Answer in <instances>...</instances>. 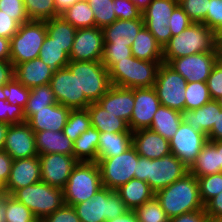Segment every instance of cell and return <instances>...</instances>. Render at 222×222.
<instances>
[{
  "label": "cell",
  "instance_id": "836d02e7",
  "mask_svg": "<svg viewBox=\"0 0 222 222\" xmlns=\"http://www.w3.org/2000/svg\"><path fill=\"white\" fill-rule=\"evenodd\" d=\"M99 136L100 132L90 126L73 142V156L78 161L97 162Z\"/></svg>",
  "mask_w": 222,
  "mask_h": 222
},
{
  "label": "cell",
  "instance_id": "4316f807",
  "mask_svg": "<svg viewBox=\"0 0 222 222\" xmlns=\"http://www.w3.org/2000/svg\"><path fill=\"white\" fill-rule=\"evenodd\" d=\"M38 155L59 153L73 156V141L63 131L34 132Z\"/></svg>",
  "mask_w": 222,
  "mask_h": 222
},
{
  "label": "cell",
  "instance_id": "f546056e",
  "mask_svg": "<svg viewBox=\"0 0 222 222\" xmlns=\"http://www.w3.org/2000/svg\"><path fill=\"white\" fill-rule=\"evenodd\" d=\"M132 146V132L100 133L97 159L115 157Z\"/></svg>",
  "mask_w": 222,
  "mask_h": 222
},
{
  "label": "cell",
  "instance_id": "11e5206c",
  "mask_svg": "<svg viewBox=\"0 0 222 222\" xmlns=\"http://www.w3.org/2000/svg\"><path fill=\"white\" fill-rule=\"evenodd\" d=\"M216 38H222V28H221V30L216 34Z\"/></svg>",
  "mask_w": 222,
  "mask_h": 222
},
{
  "label": "cell",
  "instance_id": "f5cc1de1",
  "mask_svg": "<svg viewBox=\"0 0 222 222\" xmlns=\"http://www.w3.org/2000/svg\"><path fill=\"white\" fill-rule=\"evenodd\" d=\"M115 2V14L117 19H143L140 11L131 0H113Z\"/></svg>",
  "mask_w": 222,
  "mask_h": 222
},
{
  "label": "cell",
  "instance_id": "11a10c76",
  "mask_svg": "<svg viewBox=\"0 0 222 222\" xmlns=\"http://www.w3.org/2000/svg\"><path fill=\"white\" fill-rule=\"evenodd\" d=\"M191 23H193L188 15L184 12L183 8L178 4L172 12L169 18V27L171 29L172 36L179 35L185 30Z\"/></svg>",
  "mask_w": 222,
  "mask_h": 222
},
{
  "label": "cell",
  "instance_id": "d6986e66",
  "mask_svg": "<svg viewBox=\"0 0 222 222\" xmlns=\"http://www.w3.org/2000/svg\"><path fill=\"white\" fill-rule=\"evenodd\" d=\"M41 181L39 155L15 159L4 192L12 195L16 190Z\"/></svg>",
  "mask_w": 222,
  "mask_h": 222
},
{
  "label": "cell",
  "instance_id": "7bdbcfd3",
  "mask_svg": "<svg viewBox=\"0 0 222 222\" xmlns=\"http://www.w3.org/2000/svg\"><path fill=\"white\" fill-rule=\"evenodd\" d=\"M185 109H196L202 107L211 100L206 82L187 83L185 91Z\"/></svg>",
  "mask_w": 222,
  "mask_h": 222
},
{
  "label": "cell",
  "instance_id": "db71d44e",
  "mask_svg": "<svg viewBox=\"0 0 222 222\" xmlns=\"http://www.w3.org/2000/svg\"><path fill=\"white\" fill-rule=\"evenodd\" d=\"M207 86L211 99H222V64L218 61L207 79Z\"/></svg>",
  "mask_w": 222,
  "mask_h": 222
},
{
  "label": "cell",
  "instance_id": "60d3db41",
  "mask_svg": "<svg viewBox=\"0 0 222 222\" xmlns=\"http://www.w3.org/2000/svg\"><path fill=\"white\" fill-rule=\"evenodd\" d=\"M29 20L46 21L59 17L54 0H23Z\"/></svg>",
  "mask_w": 222,
  "mask_h": 222
},
{
  "label": "cell",
  "instance_id": "ba28073f",
  "mask_svg": "<svg viewBox=\"0 0 222 222\" xmlns=\"http://www.w3.org/2000/svg\"><path fill=\"white\" fill-rule=\"evenodd\" d=\"M11 196L41 220L65 205L63 190L40 181L16 190Z\"/></svg>",
  "mask_w": 222,
  "mask_h": 222
},
{
  "label": "cell",
  "instance_id": "74e56055",
  "mask_svg": "<svg viewBox=\"0 0 222 222\" xmlns=\"http://www.w3.org/2000/svg\"><path fill=\"white\" fill-rule=\"evenodd\" d=\"M76 29L95 27V17L88 2H76L60 15Z\"/></svg>",
  "mask_w": 222,
  "mask_h": 222
},
{
  "label": "cell",
  "instance_id": "ab89813d",
  "mask_svg": "<svg viewBox=\"0 0 222 222\" xmlns=\"http://www.w3.org/2000/svg\"><path fill=\"white\" fill-rule=\"evenodd\" d=\"M91 126L89 112L86 109H71L63 133L71 140L75 141L82 133Z\"/></svg>",
  "mask_w": 222,
  "mask_h": 222
},
{
  "label": "cell",
  "instance_id": "e575fe53",
  "mask_svg": "<svg viewBox=\"0 0 222 222\" xmlns=\"http://www.w3.org/2000/svg\"><path fill=\"white\" fill-rule=\"evenodd\" d=\"M47 34L70 55L77 29L61 16L46 20Z\"/></svg>",
  "mask_w": 222,
  "mask_h": 222
},
{
  "label": "cell",
  "instance_id": "bcb514c9",
  "mask_svg": "<svg viewBox=\"0 0 222 222\" xmlns=\"http://www.w3.org/2000/svg\"><path fill=\"white\" fill-rule=\"evenodd\" d=\"M200 198L205 205L222 191V172L198 177Z\"/></svg>",
  "mask_w": 222,
  "mask_h": 222
},
{
  "label": "cell",
  "instance_id": "1f68e13d",
  "mask_svg": "<svg viewBox=\"0 0 222 222\" xmlns=\"http://www.w3.org/2000/svg\"><path fill=\"white\" fill-rule=\"evenodd\" d=\"M181 123L182 120L179 111L160 105L149 129L169 141L173 138Z\"/></svg>",
  "mask_w": 222,
  "mask_h": 222
},
{
  "label": "cell",
  "instance_id": "34e18365",
  "mask_svg": "<svg viewBox=\"0 0 222 222\" xmlns=\"http://www.w3.org/2000/svg\"><path fill=\"white\" fill-rule=\"evenodd\" d=\"M0 222H4L3 207L0 202Z\"/></svg>",
  "mask_w": 222,
  "mask_h": 222
},
{
  "label": "cell",
  "instance_id": "681fc988",
  "mask_svg": "<svg viewBox=\"0 0 222 222\" xmlns=\"http://www.w3.org/2000/svg\"><path fill=\"white\" fill-rule=\"evenodd\" d=\"M0 122L7 124L26 122L24 108L20 105H12L0 96Z\"/></svg>",
  "mask_w": 222,
  "mask_h": 222
},
{
  "label": "cell",
  "instance_id": "f35d334b",
  "mask_svg": "<svg viewBox=\"0 0 222 222\" xmlns=\"http://www.w3.org/2000/svg\"><path fill=\"white\" fill-rule=\"evenodd\" d=\"M56 103L57 101L54 97L50 84L31 88L27 105L24 108L26 122L35 114V110H41L45 106Z\"/></svg>",
  "mask_w": 222,
  "mask_h": 222
},
{
  "label": "cell",
  "instance_id": "9a60e30c",
  "mask_svg": "<svg viewBox=\"0 0 222 222\" xmlns=\"http://www.w3.org/2000/svg\"><path fill=\"white\" fill-rule=\"evenodd\" d=\"M41 181L63 189L73 168L78 163L74 156L51 153L39 155Z\"/></svg>",
  "mask_w": 222,
  "mask_h": 222
},
{
  "label": "cell",
  "instance_id": "be15d7a7",
  "mask_svg": "<svg viewBox=\"0 0 222 222\" xmlns=\"http://www.w3.org/2000/svg\"><path fill=\"white\" fill-rule=\"evenodd\" d=\"M208 141H222V111L218 113V119L211 131L207 134Z\"/></svg>",
  "mask_w": 222,
  "mask_h": 222
},
{
  "label": "cell",
  "instance_id": "7dc6e473",
  "mask_svg": "<svg viewBox=\"0 0 222 222\" xmlns=\"http://www.w3.org/2000/svg\"><path fill=\"white\" fill-rule=\"evenodd\" d=\"M133 56L131 46L104 44L101 62L109 70L118 61L126 60Z\"/></svg>",
  "mask_w": 222,
  "mask_h": 222
},
{
  "label": "cell",
  "instance_id": "d6a6232c",
  "mask_svg": "<svg viewBox=\"0 0 222 222\" xmlns=\"http://www.w3.org/2000/svg\"><path fill=\"white\" fill-rule=\"evenodd\" d=\"M220 172L221 165H219L218 150L210 141H207L196 160L189 167V173L198 178Z\"/></svg>",
  "mask_w": 222,
  "mask_h": 222
},
{
  "label": "cell",
  "instance_id": "753ad0ef",
  "mask_svg": "<svg viewBox=\"0 0 222 222\" xmlns=\"http://www.w3.org/2000/svg\"><path fill=\"white\" fill-rule=\"evenodd\" d=\"M216 41H217L219 58H222V38H216Z\"/></svg>",
  "mask_w": 222,
  "mask_h": 222
},
{
  "label": "cell",
  "instance_id": "7402d4cb",
  "mask_svg": "<svg viewBox=\"0 0 222 222\" xmlns=\"http://www.w3.org/2000/svg\"><path fill=\"white\" fill-rule=\"evenodd\" d=\"M71 109L59 103L35 110V114L27 121L34 132L43 130L63 131Z\"/></svg>",
  "mask_w": 222,
  "mask_h": 222
},
{
  "label": "cell",
  "instance_id": "94428289",
  "mask_svg": "<svg viewBox=\"0 0 222 222\" xmlns=\"http://www.w3.org/2000/svg\"><path fill=\"white\" fill-rule=\"evenodd\" d=\"M205 209L194 212L183 213L179 216L169 219V222H205Z\"/></svg>",
  "mask_w": 222,
  "mask_h": 222
},
{
  "label": "cell",
  "instance_id": "89a4df30",
  "mask_svg": "<svg viewBox=\"0 0 222 222\" xmlns=\"http://www.w3.org/2000/svg\"><path fill=\"white\" fill-rule=\"evenodd\" d=\"M140 11H144L152 0H131Z\"/></svg>",
  "mask_w": 222,
  "mask_h": 222
},
{
  "label": "cell",
  "instance_id": "603a6c76",
  "mask_svg": "<svg viewBox=\"0 0 222 222\" xmlns=\"http://www.w3.org/2000/svg\"><path fill=\"white\" fill-rule=\"evenodd\" d=\"M132 145L139 156L148 159L162 158L171 153L169 141L149 128L133 131Z\"/></svg>",
  "mask_w": 222,
  "mask_h": 222
},
{
  "label": "cell",
  "instance_id": "680465c9",
  "mask_svg": "<svg viewBox=\"0 0 222 222\" xmlns=\"http://www.w3.org/2000/svg\"><path fill=\"white\" fill-rule=\"evenodd\" d=\"M13 159L4 150L0 151V184L4 187L10 177Z\"/></svg>",
  "mask_w": 222,
  "mask_h": 222
},
{
  "label": "cell",
  "instance_id": "f6af8a7d",
  "mask_svg": "<svg viewBox=\"0 0 222 222\" xmlns=\"http://www.w3.org/2000/svg\"><path fill=\"white\" fill-rule=\"evenodd\" d=\"M134 211L138 222H169V218L155 196Z\"/></svg>",
  "mask_w": 222,
  "mask_h": 222
},
{
  "label": "cell",
  "instance_id": "2e32d148",
  "mask_svg": "<svg viewBox=\"0 0 222 222\" xmlns=\"http://www.w3.org/2000/svg\"><path fill=\"white\" fill-rule=\"evenodd\" d=\"M104 48L103 31L98 27L77 29L69 59L101 61Z\"/></svg>",
  "mask_w": 222,
  "mask_h": 222
},
{
  "label": "cell",
  "instance_id": "52a82bcc",
  "mask_svg": "<svg viewBox=\"0 0 222 222\" xmlns=\"http://www.w3.org/2000/svg\"><path fill=\"white\" fill-rule=\"evenodd\" d=\"M81 222H105L125 214L129 209L115 190L102 187L90 200L73 205Z\"/></svg>",
  "mask_w": 222,
  "mask_h": 222
},
{
  "label": "cell",
  "instance_id": "3957f363",
  "mask_svg": "<svg viewBox=\"0 0 222 222\" xmlns=\"http://www.w3.org/2000/svg\"><path fill=\"white\" fill-rule=\"evenodd\" d=\"M216 34L203 23H191L179 35L172 36L163 47V63L197 53L213 51Z\"/></svg>",
  "mask_w": 222,
  "mask_h": 222
},
{
  "label": "cell",
  "instance_id": "a7ac6f4b",
  "mask_svg": "<svg viewBox=\"0 0 222 222\" xmlns=\"http://www.w3.org/2000/svg\"><path fill=\"white\" fill-rule=\"evenodd\" d=\"M10 124L0 122V151L3 150L6 132Z\"/></svg>",
  "mask_w": 222,
  "mask_h": 222
},
{
  "label": "cell",
  "instance_id": "30bf717a",
  "mask_svg": "<svg viewBox=\"0 0 222 222\" xmlns=\"http://www.w3.org/2000/svg\"><path fill=\"white\" fill-rule=\"evenodd\" d=\"M138 158L139 154L132 145L120 155L97 159L102 186L110 190H116L131 179H134Z\"/></svg>",
  "mask_w": 222,
  "mask_h": 222
},
{
  "label": "cell",
  "instance_id": "8992f818",
  "mask_svg": "<svg viewBox=\"0 0 222 222\" xmlns=\"http://www.w3.org/2000/svg\"><path fill=\"white\" fill-rule=\"evenodd\" d=\"M102 187L98 163L78 161L62 189L65 205L73 206L90 200Z\"/></svg>",
  "mask_w": 222,
  "mask_h": 222
},
{
  "label": "cell",
  "instance_id": "2a66077c",
  "mask_svg": "<svg viewBox=\"0 0 222 222\" xmlns=\"http://www.w3.org/2000/svg\"><path fill=\"white\" fill-rule=\"evenodd\" d=\"M5 194L4 187L0 184V195Z\"/></svg>",
  "mask_w": 222,
  "mask_h": 222
},
{
  "label": "cell",
  "instance_id": "91938a15",
  "mask_svg": "<svg viewBox=\"0 0 222 222\" xmlns=\"http://www.w3.org/2000/svg\"><path fill=\"white\" fill-rule=\"evenodd\" d=\"M204 209L207 215L222 217V191L211 198L205 205Z\"/></svg>",
  "mask_w": 222,
  "mask_h": 222
},
{
  "label": "cell",
  "instance_id": "5bb4252c",
  "mask_svg": "<svg viewBox=\"0 0 222 222\" xmlns=\"http://www.w3.org/2000/svg\"><path fill=\"white\" fill-rule=\"evenodd\" d=\"M207 141L206 133L197 132L189 125L181 123L169 144L171 153L189 168Z\"/></svg>",
  "mask_w": 222,
  "mask_h": 222
},
{
  "label": "cell",
  "instance_id": "2644e50d",
  "mask_svg": "<svg viewBox=\"0 0 222 222\" xmlns=\"http://www.w3.org/2000/svg\"><path fill=\"white\" fill-rule=\"evenodd\" d=\"M218 150V159L219 165H221V172H222V141H210Z\"/></svg>",
  "mask_w": 222,
  "mask_h": 222
},
{
  "label": "cell",
  "instance_id": "6125c7cd",
  "mask_svg": "<svg viewBox=\"0 0 222 222\" xmlns=\"http://www.w3.org/2000/svg\"><path fill=\"white\" fill-rule=\"evenodd\" d=\"M14 78V65L10 60H0V89Z\"/></svg>",
  "mask_w": 222,
  "mask_h": 222
},
{
  "label": "cell",
  "instance_id": "6f0895ef",
  "mask_svg": "<svg viewBox=\"0 0 222 222\" xmlns=\"http://www.w3.org/2000/svg\"><path fill=\"white\" fill-rule=\"evenodd\" d=\"M20 24L0 10V37L11 39L18 31Z\"/></svg>",
  "mask_w": 222,
  "mask_h": 222
},
{
  "label": "cell",
  "instance_id": "cb8c5ba5",
  "mask_svg": "<svg viewBox=\"0 0 222 222\" xmlns=\"http://www.w3.org/2000/svg\"><path fill=\"white\" fill-rule=\"evenodd\" d=\"M221 111L220 101L211 99L200 108L184 109L180 114L182 123L189 125L197 132L208 134Z\"/></svg>",
  "mask_w": 222,
  "mask_h": 222
},
{
  "label": "cell",
  "instance_id": "ac0fdd59",
  "mask_svg": "<svg viewBox=\"0 0 222 222\" xmlns=\"http://www.w3.org/2000/svg\"><path fill=\"white\" fill-rule=\"evenodd\" d=\"M160 105L154 87L134 88V108L128 123L130 130L133 132L150 128L153 117Z\"/></svg>",
  "mask_w": 222,
  "mask_h": 222
},
{
  "label": "cell",
  "instance_id": "8d00e7d4",
  "mask_svg": "<svg viewBox=\"0 0 222 222\" xmlns=\"http://www.w3.org/2000/svg\"><path fill=\"white\" fill-rule=\"evenodd\" d=\"M4 222H40L32 211L13 196L3 194L1 196Z\"/></svg>",
  "mask_w": 222,
  "mask_h": 222
},
{
  "label": "cell",
  "instance_id": "e0dca14e",
  "mask_svg": "<svg viewBox=\"0 0 222 222\" xmlns=\"http://www.w3.org/2000/svg\"><path fill=\"white\" fill-rule=\"evenodd\" d=\"M3 150L7 152L13 160L38 155L35 133L27 122L9 125Z\"/></svg>",
  "mask_w": 222,
  "mask_h": 222
},
{
  "label": "cell",
  "instance_id": "484cf974",
  "mask_svg": "<svg viewBox=\"0 0 222 222\" xmlns=\"http://www.w3.org/2000/svg\"><path fill=\"white\" fill-rule=\"evenodd\" d=\"M143 27V19H117L102 29L104 44L131 46L135 37Z\"/></svg>",
  "mask_w": 222,
  "mask_h": 222
},
{
  "label": "cell",
  "instance_id": "6da1fadb",
  "mask_svg": "<svg viewBox=\"0 0 222 222\" xmlns=\"http://www.w3.org/2000/svg\"><path fill=\"white\" fill-rule=\"evenodd\" d=\"M155 197L169 219L204 209L196 176L187 173L171 185L158 190Z\"/></svg>",
  "mask_w": 222,
  "mask_h": 222
},
{
  "label": "cell",
  "instance_id": "d590c367",
  "mask_svg": "<svg viewBox=\"0 0 222 222\" xmlns=\"http://www.w3.org/2000/svg\"><path fill=\"white\" fill-rule=\"evenodd\" d=\"M39 58L54 71L67 67L70 62L69 55L63 47L54 42L48 34L41 46Z\"/></svg>",
  "mask_w": 222,
  "mask_h": 222
},
{
  "label": "cell",
  "instance_id": "4dcf8cb0",
  "mask_svg": "<svg viewBox=\"0 0 222 222\" xmlns=\"http://www.w3.org/2000/svg\"><path fill=\"white\" fill-rule=\"evenodd\" d=\"M132 55L145 61H163V48L144 26L131 45Z\"/></svg>",
  "mask_w": 222,
  "mask_h": 222
},
{
  "label": "cell",
  "instance_id": "8c879c8a",
  "mask_svg": "<svg viewBox=\"0 0 222 222\" xmlns=\"http://www.w3.org/2000/svg\"><path fill=\"white\" fill-rule=\"evenodd\" d=\"M205 222H222V217L206 215Z\"/></svg>",
  "mask_w": 222,
  "mask_h": 222
},
{
  "label": "cell",
  "instance_id": "03108f58",
  "mask_svg": "<svg viewBox=\"0 0 222 222\" xmlns=\"http://www.w3.org/2000/svg\"><path fill=\"white\" fill-rule=\"evenodd\" d=\"M76 2H78V0H54L56 13L60 16Z\"/></svg>",
  "mask_w": 222,
  "mask_h": 222
},
{
  "label": "cell",
  "instance_id": "4fadbf2b",
  "mask_svg": "<svg viewBox=\"0 0 222 222\" xmlns=\"http://www.w3.org/2000/svg\"><path fill=\"white\" fill-rule=\"evenodd\" d=\"M179 4V0H152L149 6L142 12L144 26L155 37L162 48L172 37L169 18L173 10Z\"/></svg>",
  "mask_w": 222,
  "mask_h": 222
},
{
  "label": "cell",
  "instance_id": "816d5d0a",
  "mask_svg": "<svg viewBox=\"0 0 222 222\" xmlns=\"http://www.w3.org/2000/svg\"><path fill=\"white\" fill-rule=\"evenodd\" d=\"M217 34L222 28V0H210L205 20L202 22Z\"/></svg>",
  "mask_w": 222,
  "mask_h": 222
},
{
  "label": "cell",
  "instance_id": "8fae6325",
  "mask_svg": "<svg viewBox=\"0 0 222 222\" xmlns=\"http://www.w3.org/2000/svg\"><path fill=\"white\" fill-rule=\"evenodd\" d=\"M187 82L165 63L157 70L154 88L161 105L179 112L185 109V91Z\"/></svg>",
  "mask_w": 222,
  "mask_h": 222
},
{
  "label": "cell",
  "instance_id": "83f0119b",
  "mask_svg": "<svg viewBox=\"0 0 222 222\" xmlns=\"http://www.w3.org/2000/svg\"><path fill=\"white\" fill-rule=\"evenodd\" d=\"M87 110L90 115L91 126L97 129L100 133L132 132L125 120L116 117L112 113L107 112L97 102L91 103L87 107Z\"/></svg>",
  "mask_w": 222,
  "mask_h": 222
},
{
  "label": "cell",
  "instance_id": "277c9868",
  "mask_svg": "<svg viewBox=\"0 0 222 222\" xmlns=\"http://www.w3.org/2000/svg\"><path fill=\"white\" fill-rule=\"evenodd\" d=\"M189 173V168L172 153L157 159L139 156L134 179L147 182L156 193Z\"/></svg>",
  "mask_w": 222,
  "mask_h": 222
},
{
  "label": "cell",
  "instance_id": "44dd1931",
  "mask_svg": "<svg viewBox=\"0 0 222 222\" xmlns=\"http://www.w3.org/2000/svg\"><path fill=\"white\" fill-rule=\"evenodd\" d=\"M97 103L107 112L129 123L134 108V88L112 85Z\"/></svg>",
  "mask_w": 222,
  "mask_h": 222
},
{
  "label": "cell",
  "instance_id": "ee69618b",
  "mask_svg": "<svg viewBox=\"0 0 222 222\" xmlns=\"http://www.w3.org/2000/svg\"><path fill=\"white\" fill-rule=\"evenodd\" d=\"M30 88L25 87L15 77L0 89V96L12 105L25 108L28 102Z\"/></svg>",
  "mask_w": 222,
  "mask_h": 222
},
{
  "label": "cell",
  "instance_id": "5b68a950",
  "mask_svg": "<svg viewBox=\"0 0 222 222\" xmlns=\"http://www.w3.org/2000/svg\"><path fill=\"white\" fill-rule=\"evenodd\" d=\"M161 63L163 61H145L134 56L118 61L108 70L111 84L131 89L154 87Z\"/></svg>",
  "mask_w": 222,
  "mask_h": 222
},
{
  "label": "cell",
  "instance_id": "003e7915",
  "mask_svg": "<svg viewBox=\"0 0 222 222\" xmlns=\"http://www.w3.org/2000/svg\"><path fill=\"white\" fill-rule=\"evenodd\" d=\"M105 222H138L136 213L134 210H129L122 216H119L114 219L107 220Z\"/></svg>",
  "mask_w": 222,
  "mask_h": 222
},
{
  "label": "cell",
  "instance_id": "b9f144b4",
  "mask_svg": "<svg viewBox=\"0 0 222 222\" xmlns=\"http://www.w3.org/2000/svg\"><path fill=\"white\" fill-rule=\"evenodd\" d=\"M88 3L93 10L96 27L103 29L117 20L113 0H89Z\"/></svg>",
  "mask_w": 222,
  "mask_h": 222
},
{
  "label": "cell",
  "instance_id": "9c48e42d",
  "mask_svg": "<svg viewBox=\"0 0 222 222\" xmlns=\"http://www.w3.org/2000/svg\"><path fill=\"white\" fill-rule=\"evenodd\" d=\"M46 35L45 21L29 20L21 24L17 33L10 39V61L14 67L38 58Z\"/></svg>",
  "mask_w": 222,
  "mask_h": 222
},
{
  "label": "cell",
  "instance_id": "7a4b0ae2",
  "mask_svg": "<svg viewBox=\"0 0 222 222\" xmlns=\"http://www.w3.org/2000/svg\"><path fill=\"white\" fill-rule=\"evenodd\" d=\"M67 67L77 76L79 109L96 103L112 86L108 70L101 61H71Z\"/></svg>",
  "mask_w": 222,
  "mask_h": 222
},
{
  "label": "cell",
  "instance_id": "7c38bea8",
  "mask_svg": "<svg viewBox=\"0 0 222 222\" xmlns=\"http://www.w3.org/2000/svg\"><path fill=\"white\" fill-rule=\"evenodd\" d=\"M219 61L218 48L170 60L167 65L179 73L187 83L207 82L213 67Z\"/></svg>",
  "mask_w": 222,
  "mask_h": 222
},
{
  "label": "cell",
  "instance_id": "f1b7e54d",
  "mask_svg": "<svg viewBox=\"0 0 222 222\" xmlns=\"http://www.w3.org/2000/svg\"><path fill=\"white\" fill-rule=\"evenodd\" d=\"M129 210H135L155 196L150 185L142 180L131 179L115 190Z\"/></svg>",
  "mask_w": 222,
  "mask_h": 222
},
{
  "label": "cell",
  "instance_id": "f907efd6",
  "mask_svg": "<svg viewBox=\"0 0 222 222\" xmlns=\"http://www.w3.org/2000/svg\"><path fill=\"white\" fill-rule=\"evenodd\" d=\"M0 10L15 19L20 25L29 21L23 0H0Z\"/></svg>",
  "mask_w": 222,
  "mask_h": 222
},
{
  "label": "cell",
  "instance_id": "d4e9b609",
  "mask_svg": "<svg viewBox=\"0 0 222 222\" xmlns=\"http://www.w3.org/2000/svg\"><path fill=\"white\" fill-rule=\"evenodd\" d=\"M54 70L39 57L17 64L14 67V77L27 88L50 83Z\"/></svg>",
  "mask_w": 222,
  "mask_h": 222
},
{
  "label": "cell",
  "instance_id": "e7e4bbea",
  "mask_svg": "<svg viewBox=\"0 0 222 222\" xmlns=\"http://www.w3.org/2000/svg\"><path fill=\"white\" fill-rule=\"evenodd\" d=\"M0 60H10V39L0 37Z\"/></svg>",
  "mask_w": 222,
  "mask_h": 222
},
{
  "label": "cell",
  "instance_id": "b9fcfbb0",
  "mask_svg": "<svg viewBox=\"0 0 222 222\" xmlns=\"http://www.w3.org/2000/svg\"><path fill=\"white\" fill-rule=\"evenodd\" d=\"M79 2H88L89 0H78Z\"/></svg>",
  "mask_w": 222,
  "mask_h": 222
},
{
  "label": "cell",
  "instance_id": "9f6ffc18",
  "mask_svg": "<svg viewBox=\"0 0 222 222\" xmlns=\"http://www.w3.org/2000/svg\"><path fill=\"white\" fill-rule=\"evenodd\" d=\"M40 222H81L73 206L64 205L52 214L42 218Z\"/></svg>",
  "mask_w": 222,
  "mask_h": 222
},
{
  "label": "cell",
  "instance_id": "ffe728a7",
  "mask_svg": "<svg viewBox=\"0 0 222 222\" xmlns=\"http://www.w3.org/2000/svg\"><path fill=\"white\" fill-rule=\"evenodd\" d=\"M49 84L57 103L70 109H79L78 78L68 67L54 71Z\"/></svg>",
  "mask_w": 222,
  "mask_h": 222
},
{
  "label": "cell",
  "instance_id": "c3c4849f",
  "mask_svg": "<svg viewBox=\"0 0 222 222\" xmlns=\"http://www.w3.org/2000/svg\"><path fill=\"white\" fill-rule=\"evenodd\" d=\"M210 0H179V5L193 23H202L207 15Z\"/></svg>",
  "mask_w": 222,
  "mask_h": 222
}]
</instances>
